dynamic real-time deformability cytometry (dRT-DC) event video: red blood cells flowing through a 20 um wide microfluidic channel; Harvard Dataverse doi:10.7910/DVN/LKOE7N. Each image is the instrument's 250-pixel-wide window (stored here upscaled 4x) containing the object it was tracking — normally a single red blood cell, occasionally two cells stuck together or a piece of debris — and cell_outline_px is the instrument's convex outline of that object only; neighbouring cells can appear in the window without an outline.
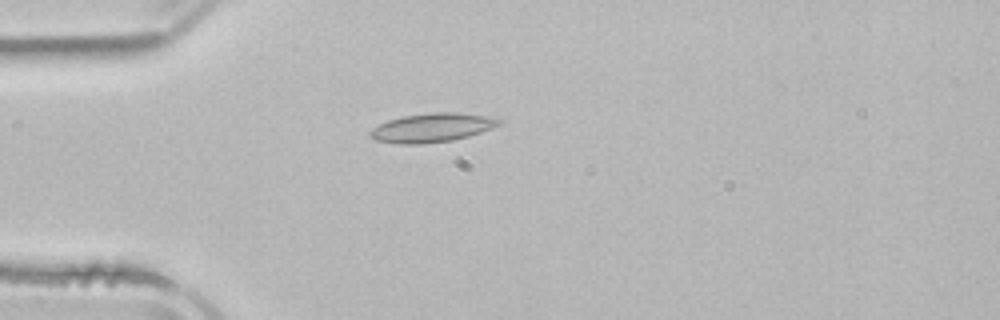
{"species": "common noctule bat (a hibernating species)", "species_latin": "Nyctalus noctula", "temperature_condition": "room temperature", "stored_images_in_passage": 4, "camera_frame_rate_fps": 3000, "um_per_image_px": 0.085, "animal": {"sex": "male", "body_mass_g": 21.5, "forearm_length_mm": 52.0}, "frame": {"image": 1, "passage_image": 4, "time_ms": 4.0, "image_size_px": [1000, 320], "cell_outline_px": [[500, 124], [492, 128], [468, 136], [452, 140], [420, 144], [400, 144], [376, 140], [368, 136], [368, 132], [372, 128], [388, 120], [404, 116], [432, 112], [456, 112], [488, 116], [500, 120]], "centroid_in_image_um": [36.68, 10.85], "position_along_channel_um": 48.3, "area_um2": 21.56}}